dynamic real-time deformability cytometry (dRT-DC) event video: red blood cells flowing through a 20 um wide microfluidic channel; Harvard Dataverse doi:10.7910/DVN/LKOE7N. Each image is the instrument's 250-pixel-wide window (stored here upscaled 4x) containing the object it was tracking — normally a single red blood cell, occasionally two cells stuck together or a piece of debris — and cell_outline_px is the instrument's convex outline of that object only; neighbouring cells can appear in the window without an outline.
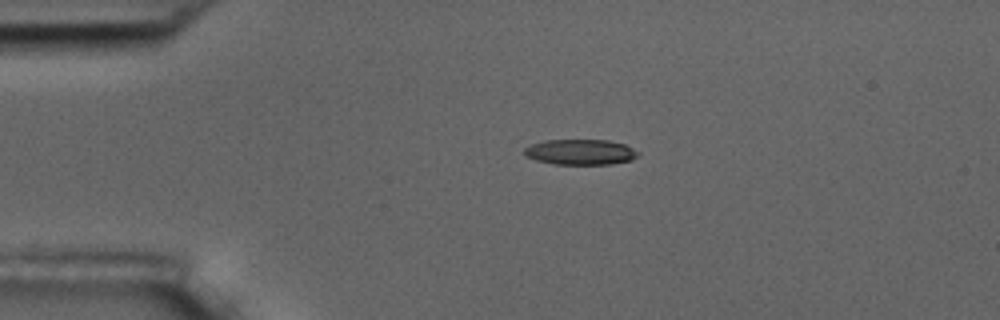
{"species": "common noctule bat (a hibernating species)", "species_latin": "Nyctalus noctula", "temperature_condition": "room temperature", "stored_images_in_passage": 4, "camera_frame_rate_fps": 3000, "um_per_image_px": 0.085, "animal": {"sex": "male", "body_mass_g": 17.5, "forearm_length_mm": 52.3}, "frame": {"image": 1, "passage_image": 4, "time_ms": 4.667, "image_size_px": [1000, 320], "cell_outline_px": [[640, 152], [632, 160], [612, 164], [552, 164], [536, 160], [524, 156], [524, 148], [532, 144], [548, 140], [608, 140], [624, 144]], "centroid_in_image_um": [49.33, 12.93], "position_along_channel_um": 35.7, "area_um2": 16.88}}